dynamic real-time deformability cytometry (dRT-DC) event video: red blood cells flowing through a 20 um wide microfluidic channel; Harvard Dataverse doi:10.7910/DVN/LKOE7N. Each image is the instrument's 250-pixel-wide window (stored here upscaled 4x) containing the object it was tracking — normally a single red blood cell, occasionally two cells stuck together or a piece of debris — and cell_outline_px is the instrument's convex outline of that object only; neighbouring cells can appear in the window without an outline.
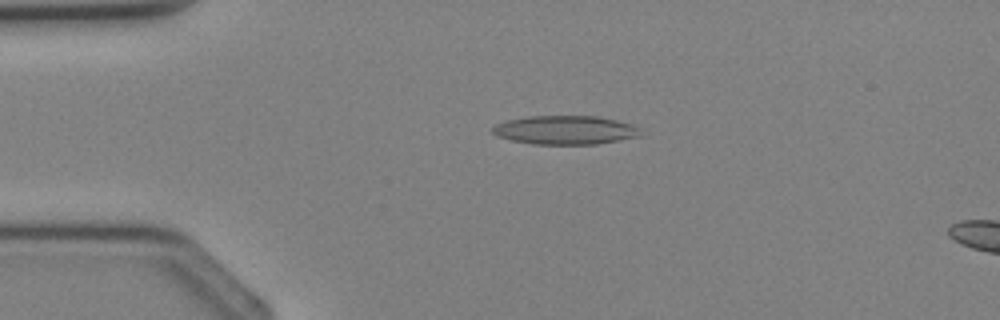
{"species": "Egyptian fruit bat (a non-hibernating species)", "species_latin": "Rousettus aegyptiacus", "temperature_condition": "cold", "stored_images_in_passage": 34, "camera_frame_rate_fps": 3000, "um_per_image_px": 0.085, "animal": {"sex": "female"}, "frame": {"image": 1, "passage_image": 6, "time_ms": 1.667, "image_size_px": [1000, 320], "cell_outline_px": [[644, 136], [596, 144], [532, 144], [512, 140], [496, 136], [492, 132], [492, 128], [496, 124], [504, 120], [528, 116], [596, 116], [616, 120], [632, 124], [640, 128]], "centroid_in_image_um": [48.07, 11.05], "position_along_channel_um": 36.9, "area_um2": 25.09}}
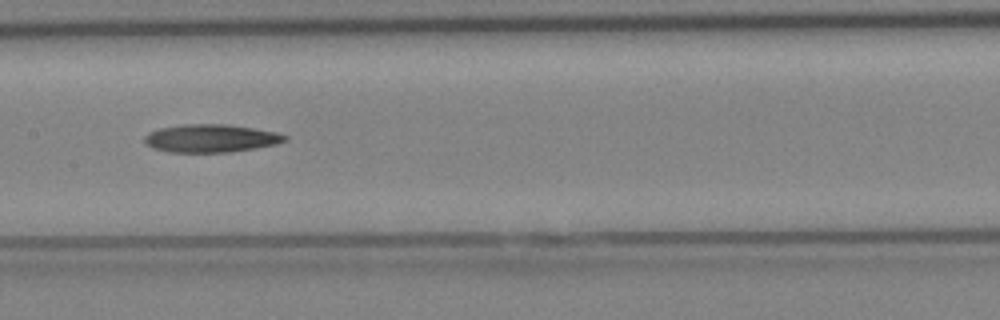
{"frame": {"image": 2, "passage_image": 16, "time_ms": 5.0, "image_size_px": [1000, 320], "cell_outline_px": [[288, 140], [276, 144], [256, 148], [232, 152], [168, 152], [152, 148], [144, 144], [144, 136], [148, 132], [160, 128], [184, 124], [224, 124], [252, 128], [276, 132], [288, 136]], "centroid_in_image_um": [17.89, 11.76], "position_along_channel_um": 189.5, "area_um2": 23.0}}
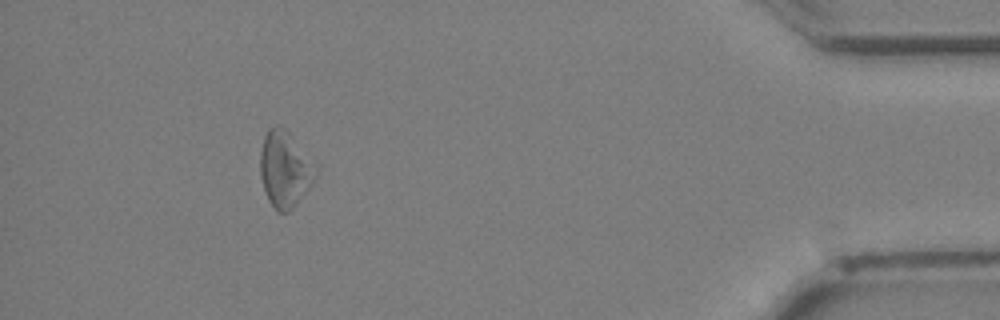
{"frame": {"image": 3, "passage_image": 31, "time_ms": 10.0, "image_size_px": [1000, 320], "cell_outline_px": [[320, 168], [316, 176], [308, 188], [296, 204], [288, 212], [276, 212], [268, 200], [260, 176], [260, 152], [264, 136], [268, 128], [276, 124], [284, 128], [288, 132]], "centroid_in_image_um": [24.21, 14.37], "position_along_channel_um": 411.0, "area_um2": 24.68}}